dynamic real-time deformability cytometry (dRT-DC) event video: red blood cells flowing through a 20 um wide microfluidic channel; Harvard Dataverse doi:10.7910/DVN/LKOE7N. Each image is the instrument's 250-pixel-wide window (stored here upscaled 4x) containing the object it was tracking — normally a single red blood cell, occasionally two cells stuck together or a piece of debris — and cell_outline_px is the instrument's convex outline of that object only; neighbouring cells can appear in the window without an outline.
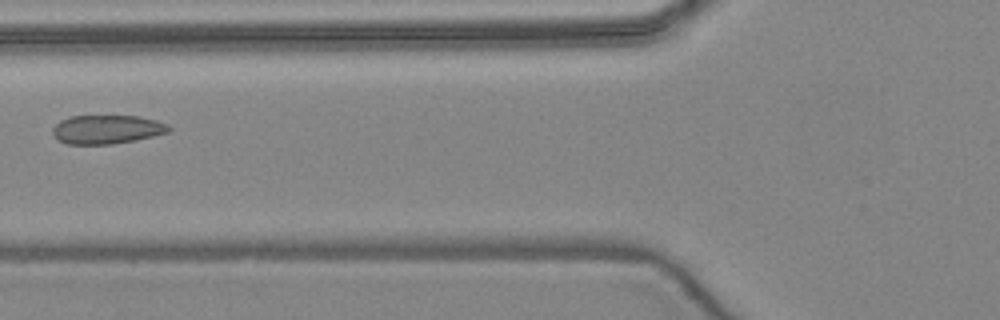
{"species": "common noctule bat (a hibernating species)", "species_latin": "Nyctalus noctula", "temperature_condition": "warm", "stored_images_in_passage": 5, "camera_frame_rate_fps": 3000, "um_per_image_px": 0.085, "animal": {"sex": "female", "body_mass_g": 24.6, "forearm_length_mm": 56.2}, "frame": {"image": 1, "passage_image": 5, "time_ms": 5.667, "image_size_px": [1000, 320], "cell_outline_px": [[172, 128], [168, 132], [152, 136], [112, 144], [68, 144], [56, 140], [52, 132], [52, 128], [60, 120], [72, 116], [136, 116], [156, 120], [168, 124]], "centroid_in_image_um": [9.05, 11.0], "position_along_channel_um": 116.7, "area_um2": 19.42}}